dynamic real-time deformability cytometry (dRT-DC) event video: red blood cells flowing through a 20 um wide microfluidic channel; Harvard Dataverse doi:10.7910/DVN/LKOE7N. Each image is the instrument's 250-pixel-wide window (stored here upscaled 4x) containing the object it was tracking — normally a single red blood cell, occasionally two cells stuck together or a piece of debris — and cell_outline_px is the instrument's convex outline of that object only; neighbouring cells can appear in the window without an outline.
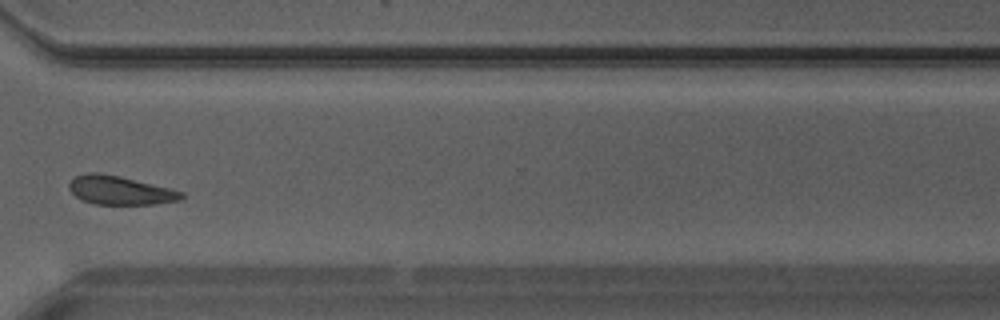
{"species": "Egyptian fruit bat (a non-hibernating species)", "species_latin": "Rousettus aegyptiacus", "temperature_condition": "warm", "stored_images_in_passage": 22, "camera_frame_rate_fps": 3000, "um_per_image_px": 0.085, "animal": {"sex": "male"}, "frame": {"image": 1, "passage_image": 19, "time_ms": 6.0, "image_size_px": [1000, 320], "cell_outline_px": [[184, 196], [180, 200], [156, 204], [96, 204], [84, 200], [76, 196], [68, 188], [68, 184], [76, 176], [84, 172], [96, 172], [120, 176], [184, 192]], "centroid_in_image_um": [10.19, 16.17], "position_along_channel_um": 360.4, "area_um2": 18.61}}